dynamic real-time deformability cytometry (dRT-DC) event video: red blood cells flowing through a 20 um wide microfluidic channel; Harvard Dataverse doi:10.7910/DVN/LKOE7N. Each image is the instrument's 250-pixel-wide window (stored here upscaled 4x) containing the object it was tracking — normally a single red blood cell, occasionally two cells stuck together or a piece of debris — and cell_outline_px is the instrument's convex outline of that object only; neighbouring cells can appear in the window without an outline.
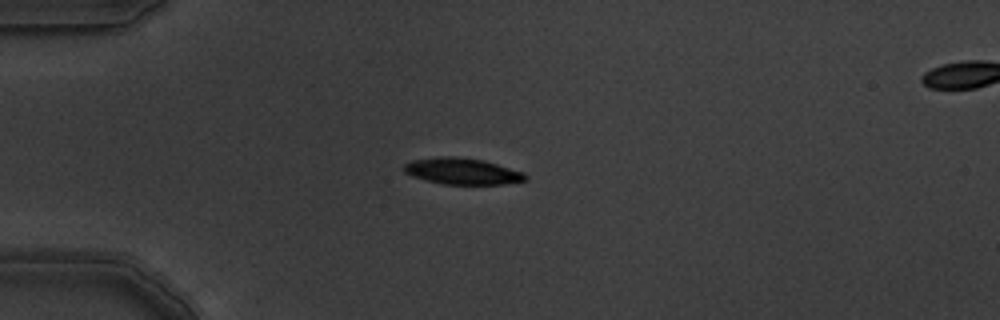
{"species": "common noctule bat (a hibernating species)", "species_latin": "Nyctalus noctula", "temperature_condition": "warm", "stored_images_in_passage": 12, "camera_frame_rate_fps": 3000, "um_per_image_px": 0.085, "animal": {"sex": "male", "body_mass_g": 19.5, "forearm_length_mm": 54.6}, "frame": {"image": 1, "passage_image": 1, "time_ms": 0.0, "image_size_px": [1000, 320], "cell_outline_px": [[528, 180], [504, 184], [444, 184], [412, 176], [404, 172], [404, 164], [412, 160], [440, 156], [452, 156], [484, 160], [524, 172], [528, 176]], "centroid_in_image_um": [39.32, 14.55], "position_along_channel_um": 45.7, "area_um2": 18.61}}
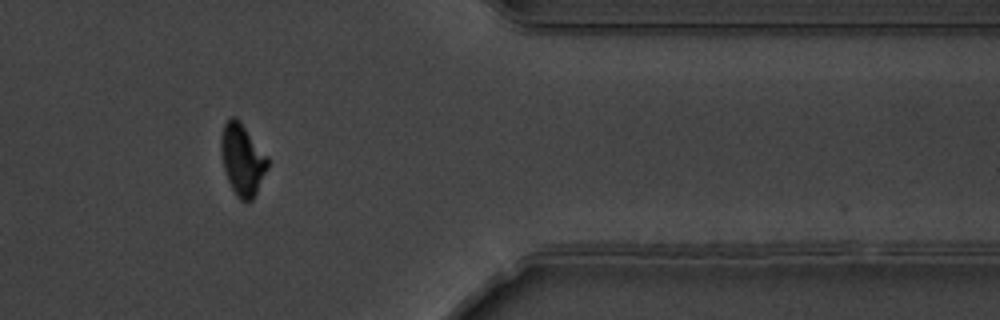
{"frame": {"image": 2, "passage_image": 10, "time_ms": 3.0, "image_size_px": [1000, 320], "cell_outline_px": [[268, 168], [252, 200], [248, 204], [240, 200], [236, 196], [228, 180], [224, 168], [220, 152], [220, 136], [224, 124], [232, 116], [236, 116], [240, 120], [268, 156]], "centroid_in_image_um": [20.59, 13.55], "position_along_channel_um": 390.8, "area_um2": 19.65}}
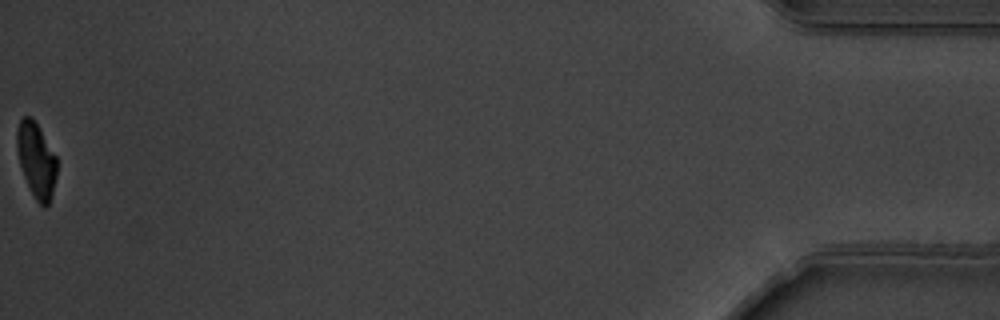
{"frame": {"image": 3, "passage_image": 12, "time_ms": 3.667, "image_size_px": [1000, 320], "cell_outline_px": [[56, 176], [52, 196], [48, 204], [44, 208], [36, 200], [24, 176], [20, 164], [16, 148], [16, 132], [20, 120], [24, 116], [32, 116], [56, 156]], "centroid_in_image_um": [3.08, 13.59], "position_along_channel_um": 432.1, "area_um2": 17.28}}